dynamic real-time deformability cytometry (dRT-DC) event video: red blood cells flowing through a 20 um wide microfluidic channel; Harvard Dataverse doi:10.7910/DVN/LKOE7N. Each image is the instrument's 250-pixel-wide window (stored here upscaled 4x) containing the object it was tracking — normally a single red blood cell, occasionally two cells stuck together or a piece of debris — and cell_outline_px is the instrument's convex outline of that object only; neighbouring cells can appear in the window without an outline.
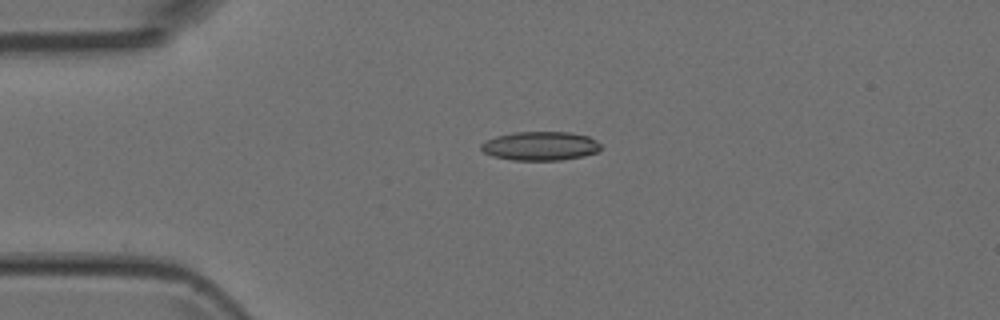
{"species": "Egyptian fruit bat (a non-hibernating species)", "species_latin": "Rousettus aegyptiacus", "temperature_condition": "room temperature", "stored_images_in_passage": 4, "camera_frame_rate_fps": 3000, "um_per_image_px": 0.085, "animal": {"sex": "female"}, "frame": {"image": 1, "passage_image": 1, "time_ms": 0.0, "image_size_px": [1000, 320], "cell_outline_px": [[600, 148], [596, 152], [584, 156], [560, 160], [512, 160], [492, 156], [484, 152], [480, 148], [480, 144], [496, 136], [512, 132], [568, 132], [588, 136], [596, 140], [600, 144]], "centroid_in_image_um": [45.91, 12.41], "position_along_channel_um": 39.1, "area_um2": 20.11}}
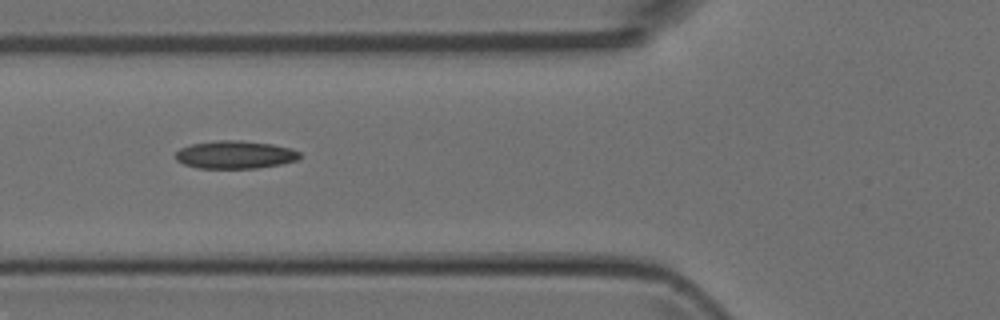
{"frame": {"image": 2, "passage_image": 3, "time_ms": 2.333, "image_size_px": [1000, 320], "cell_outline_px": [[300, 156], [296, 160], [280, 164], [256, 168], [196, 168], [184, 164], [176, 160], [176, 152], [180, 148], [192, 144], [216, 140], [240, 140], [272, 144], [292, 148], [300, 152]], "centroid_in_image_um": [19.97, 13.14], "position_along_channel_um": 105.8, "area_um2": 20.17}}
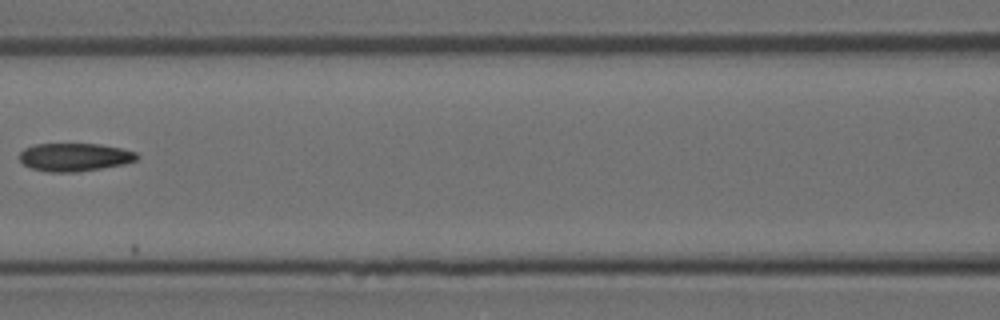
{"frame": {"image": 3, "passage_image": 4, "time_ms": 3.667, "image_size_px": [1000, 320], "cell_outline_px": [[140, 156], [136, 160], [124, 164], [76, 172], [48, 172], [32, 168], [24, 164], [20, 160], [20, 152], [24, 148], [36, 144], [100, 144], [120, 148], [136, 152]], "centroid_in_image_um": [6.34, 13.35], "position_along_channel_um": 160.3, "area_um2": 19.13}}